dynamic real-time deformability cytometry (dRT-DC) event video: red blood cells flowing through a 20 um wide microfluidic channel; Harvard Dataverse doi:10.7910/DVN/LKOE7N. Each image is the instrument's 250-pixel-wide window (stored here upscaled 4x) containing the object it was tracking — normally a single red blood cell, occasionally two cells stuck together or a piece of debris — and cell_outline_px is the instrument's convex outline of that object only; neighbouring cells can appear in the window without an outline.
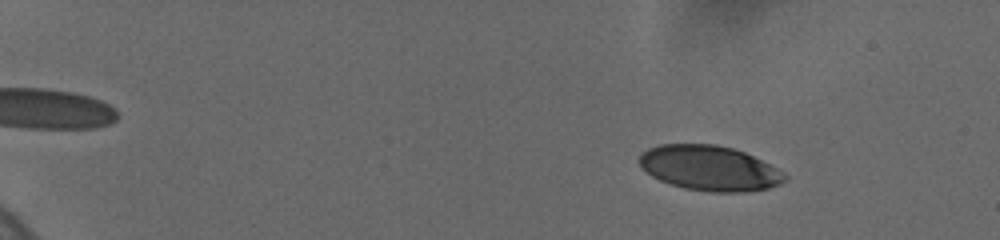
{"species": "human", "species_latin": "Homo sapiens", "temperature_condition": "cold", "stored_images_in_passage": 48, "camera_frame_rate_fps": 3000, "um_per_image_px": 0.085, "donor": {"sex": "female"}, "frame": {"image": 1, "passage_image": 11, "time_ms": 2.667, "image_size_px": [1000, 240], "cell_outline_px": [[788, 180], [780, 184], [768, 188], [744, 192], [712, 192], [684, 188], [660, 180], [652, 176], [640, 164], [640, 152], [648, 148], [660, 144], [716, 144], [732, 148], [744, 152], [784, 172], [788, 176]], "centroid_in_image_um": [60.33, 14.29], "position_along_channel_um": 24.7, "area_um2": 38.03}}
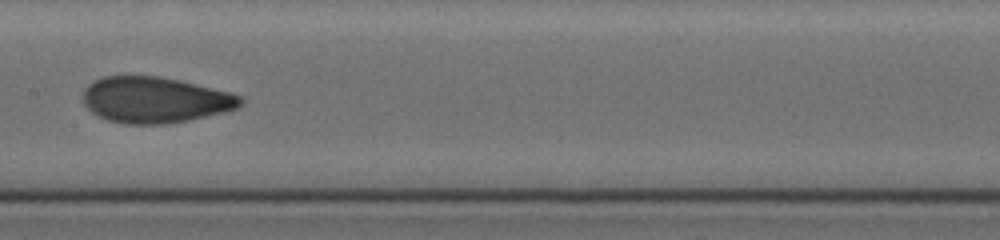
{"frame": {"image": 2, "passage_image": 32, "time_ms": 11.0, "image_size_px": [1000, 240], "cell_outline_px": [[244, 100], [236, 108], [224, 112], [188, 120], [164, 124], [124, 124], [108, 120], [96, 116], [84, 104], [84, 88], [88, 84], [104, 76], [160, 76], [232, 92], [240, 96]], "centroid_in_image_um": [13.16, 8.49], "position_along_channel_um": 194.2, "area_um2": 42.14}}
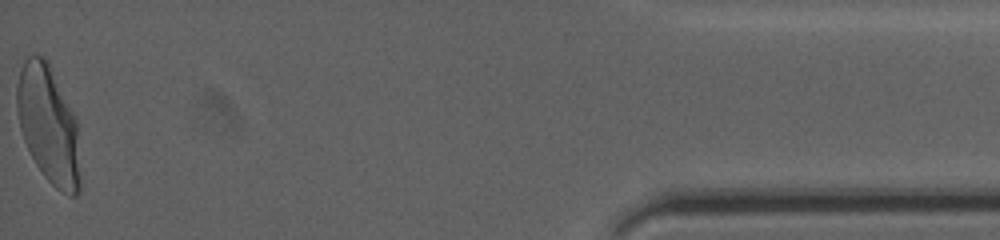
{"frame": {"image": 3, "passage_image": 48, "time_ms": 19.333, "image_size_px": [1000, 240], "cell_outline_px": [[80, 192], [76, 196], [68, 196], [60, 192], [44, 176], [36, 164], [24, 140], [20, 128], [16, 108], [16, 84], [20, 68], [24, 60], [28, 56], [44, 56], [48, 60], [76, 120], [80, 180]], "centroid_in_image_um": [4.1, 10.6], "position_along_channel_um": 431.1, "area_um2": 43.29}, "authors_computed_cell_mechanics": {"area_um2": 40.6334, "velocity_mm_per_s": 3.6776, "shape_relaxation_time_tau1_ms": 5.3485, "shape_relaxation_time_tau2_ms": 0.7696, "deformation_change_tau1": 0.1846, "deformation_change_tau2": 0.0561}}